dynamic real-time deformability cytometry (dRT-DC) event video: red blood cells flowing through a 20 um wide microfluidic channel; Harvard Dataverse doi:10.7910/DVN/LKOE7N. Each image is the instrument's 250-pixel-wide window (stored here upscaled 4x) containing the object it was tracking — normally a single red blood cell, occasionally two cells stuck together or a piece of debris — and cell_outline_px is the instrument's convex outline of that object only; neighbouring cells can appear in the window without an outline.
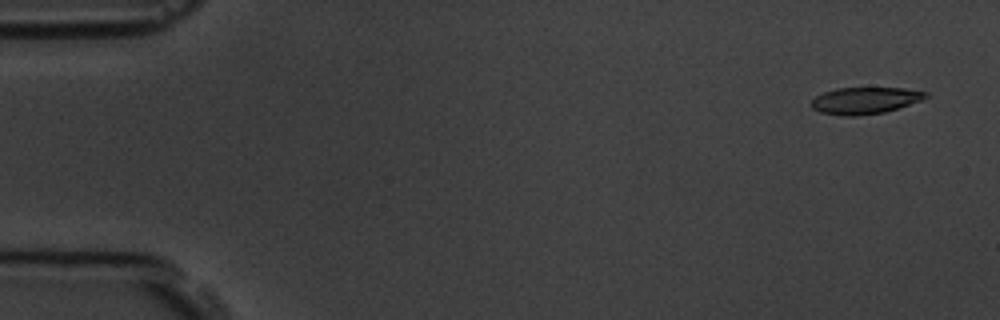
{"species": "common noctule bat (a hibernating species)", "species_latin": "Nyctalus noctula", "temperature_condition": "room temperature", "stored_images_in_passage": 6, "camera_frame_rate_fps": 3000, "um_per_image_px": 0.085, "animal": {"sex": "male", "body_mass_g": 19.5, "forearm_length_mm": 54.6}, "frame": {"image": 1, "passage_image": 1, "time_ms": 0.0, "image_size_px": [1000, 320], "cell_outline_px": [[928, 96], [920, 100], [884, 112], [856, 116], [844, 116], [820, 112], [812, 108], [812, 100], [816, 96], [824, 92], [836, 88], [904, 88], [928, 92]], "centroid_in_image_um": [73.5, 8.54], "position_along_channel_um": 11.5, "area_um2": 17.57}}
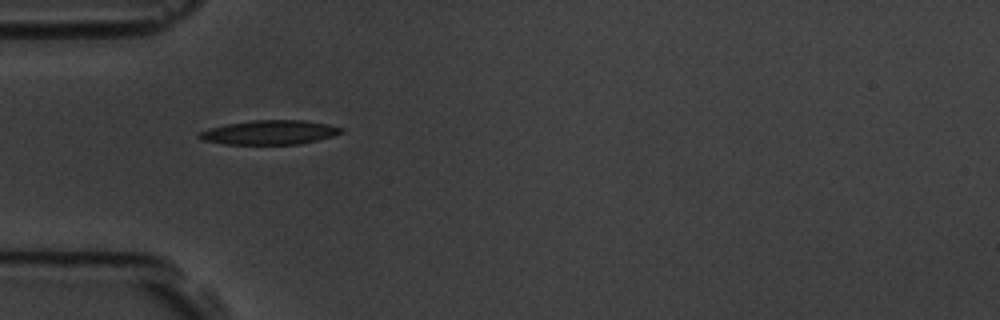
{"frame": {"image": 2, "passage_image": 5, "time_ms": 4.667, "image_size_px": [1000, 320], "cell_outline_px": [[344, 132], [332, 136], [300, 144], [224, 144], [204, 140], [196, 136], [200, 132], [208, 128], [228, 124], [252, 120], [304, 120], [328, 124], [344, 128]], "centroid_in_image_um": [22.93, 11.25], "position_along_channel_um": 62.1, "area_um2": 20.0}}
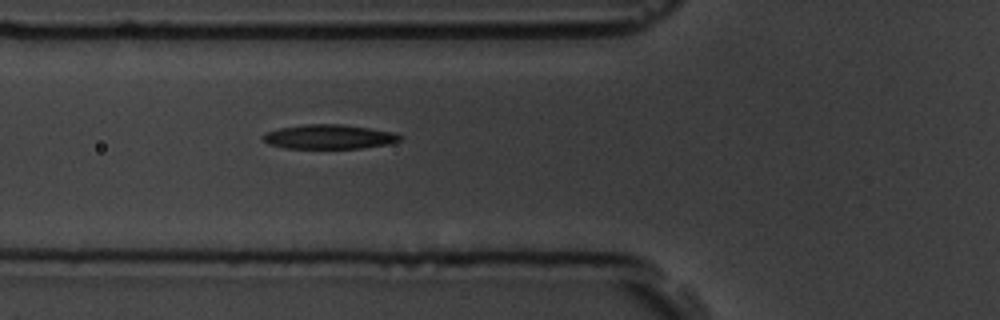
{"frame": {"image": 3, "passage_image": 6, "time_ms": 5.667, "image_size_px": [1000, 320], "cell_outline_px": [[404, 136], [400, 140], [388, 144], [360, 148], [284, 148], [268, 144], [260, 136], [264, 132], [280, 128], [304, 124], [340, 124], [368, 128], [392, 132]], "centroid_in_image_um": [27.92, 11.62], "position_along_channel_um": 97.9, "area_um2": 19.42}}